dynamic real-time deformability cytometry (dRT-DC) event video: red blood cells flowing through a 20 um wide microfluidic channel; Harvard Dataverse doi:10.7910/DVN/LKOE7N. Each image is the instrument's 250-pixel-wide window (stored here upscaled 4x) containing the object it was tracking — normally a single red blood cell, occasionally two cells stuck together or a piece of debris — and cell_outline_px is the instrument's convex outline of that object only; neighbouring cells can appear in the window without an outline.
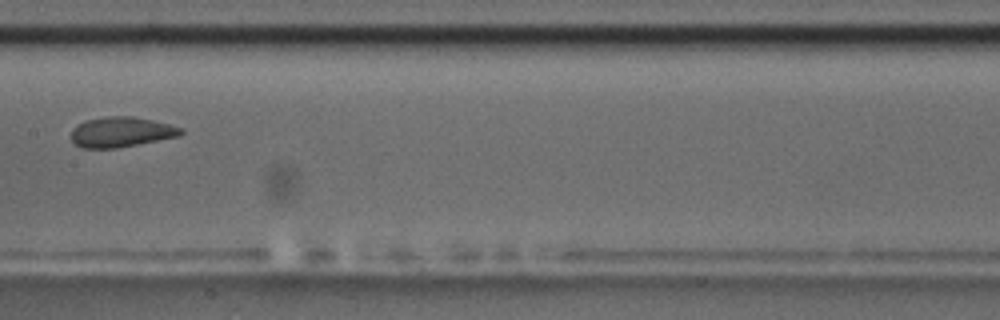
{"species": "common noctule bat (a hibernating species)", "species_latin": "Nyctalus noctula", "temperature_condition": "room temperature", "stored_images_in_passage": 4, "camera_frame_rate_fps": 3000, "um_per_image_px": 0.085, "animal": {"sex": "male", "body_mass_g": 17.5, "forearm_length_mm": 52.3}, "frame": {"image": 1, "passage_image": 4, "time_ms": 3.667, "image_size_px": [1000, 320], "cell_outline_px": [[184, 132], [180, 136], [116, 148], [80, 148], [72, 140], [72, 128], [76, 124], [84, 120], [108, 116], [132, 116], [152, 120], [184, 128]], "centroid_in_image_um": [10.29, 11.21], "position_along_channel_um": 197.1, "area_um2": 19.36}}